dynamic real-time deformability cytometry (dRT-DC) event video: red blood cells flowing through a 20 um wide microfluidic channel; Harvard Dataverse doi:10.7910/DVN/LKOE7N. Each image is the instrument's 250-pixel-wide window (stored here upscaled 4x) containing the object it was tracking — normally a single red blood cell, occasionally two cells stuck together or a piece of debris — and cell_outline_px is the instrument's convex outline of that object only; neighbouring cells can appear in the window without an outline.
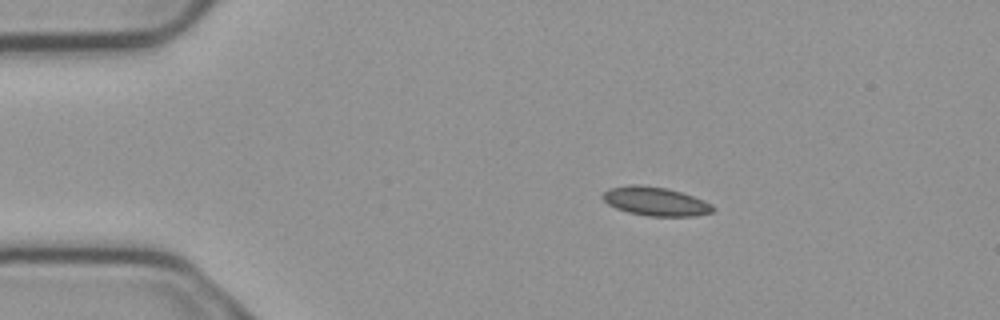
{"species": "common noctule bat (a hibernating species)", "species_latin": "Nyctalus noctula", "temperature_condition": "cold", "stored_images_in_passage": 7, "camera_frame_rate_fps": 3000, "um_per_image_px": 0.085, "animal": {"sex": "male", "body_mass_g": 23.1, "forearm_length_mm": 52.7}, "frame": {"image": 1, "passage_image": 1, "time_ms": 0.0, "image_size_px": [1000, 320], "cell_outline_px": [[716, 208], [712, 212], [692, 216], [648, 216], [628, 212], [616, 208], [608, 204], [600, 196], [608, 188], [628, 184], [640, 184], [668, 188], [704, 200], [712, 204]], "centroid_in_image_um": [55.69, 17.1], "position_along_channel_um": 29.3, "area_um2": 18.61}}
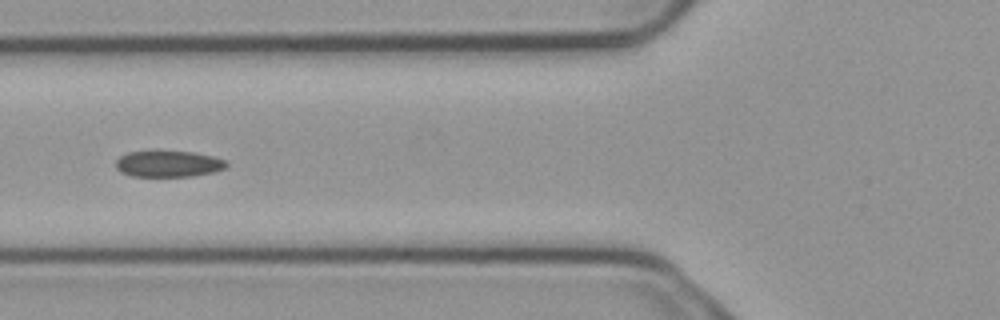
{"frame": {"image": 2, "passage_image": 4, "time_ms": 1.0, "image_size_px": [1000, 320], "cell_outline_px": [[228, 164], [224, 168], [212, 172], [192, 176], [132, 176], [120, 172], [116, 168], [116, 160], [120, 156], [128, 152], [192, 152], [212, 156], [228, 160]], "centroid_in_image_um": [14.31, 13.93], "position_along_channel_um": 111.5, "area_um2": 16.7}}
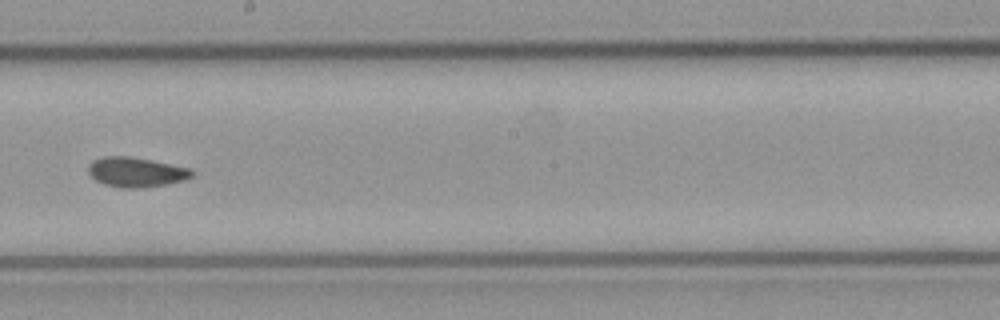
{"frame": {"image": 3, "passage_image": 7, "time_ms": 2.0, "image_size_px": [1000, 320], "cell_outline_px": [[196, 172], [192, 176], [184, 180], [168, 184], [144, 188], [120, 188], [104, 184], [96, 180], [88, 172], [88, 164], [92, 160], [104, 156], [128, 156], [152, 160], [192, 168]], "centroid_in_image_um": [11.59, 14.63], "position_along_channel_um": 236.6, "area_um2": 18.26}}